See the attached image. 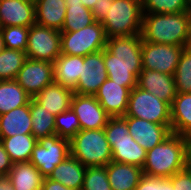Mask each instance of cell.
Returning <instances> with one entry per match:
<instances>
[{"mask_svg":"<svg viewBox=\"0 0 191 190\" xmlns=\"http://www.w3.org/2000/svg\"><path fill=\"white\" fill-rule=\"evenodd\" d=\"M141 48V34L107 38L104 64L108 78L130 90L136 87L142 71Z\"/></svg>","mask_w":191,"mask_h":190,"instance_id":"obj_1","label":"cell"},{"mask_svg":"<svg viewBox=\"0 0 191 190\" xmlns=\"http://www.w3.org/2000/svg\"><path fill=\"white\" fill-rule=\"evenodd\" d=\"M190 26L191 11L174 14L143 13L141 37L149 43L187 47Z\"/></svg>","mask_w":191,"mask_h":190,"instance_id":"obj_2","label":"cell"},{"mask_svg":"<svg viewBox=\"0 0 191 190\" xmlns=\"http://www.w3.org/2000/svg\"><path fill=\"white\" fill-rule=\"evenodd\" d=\"M187 167V139L171 133L165 140L146 152L143 174L169 178Z\"/></svg>","mask_w":191,"mask_h":190,"instance_id":"obj_3","label":"cell"},{"mask_svg":"<svg viewBox=\"0 0 191 190\" xmlns=\"http://www.w3.org/2000/svg\"><path fill=\"white\" fill-rule=\"evenodd\" d=\"M104 131L111 147L112 161L143 167L147 151L129 134L123 117H110Z\"/></svg>","mask_w":191,"mask_h":190,"instance_id":"obj_4","label":"cell"},{"mask_svg":"<svg viewBox=\"0 0 191 190\" xmlns=\"http://www.w3.org/2000/svg\"><path fill=\"white\" fill-rule=\"evenodd\" d=\"M70 155L86 168L106 166L110 163L112 152L104 128L80 130L70 140Z\"/></svg>","mask_w":191,"mask_h":190,"instance_id":"obj_5","label":"cell"},{"mask_svg":"<svg viewBox=\"0 0 191 190\" xmlns=\"http://www.w3.org/2000/svg\"><path fill=\"white\" fill-rule=\"evenodd\" d=\"M142 16L141 0H112L101 24L107 38L133 36L141 34Z\"/></svg>","mask_w":191,"mask_h":190,"instance_id":"obj_6","label":"cell"},{"mask_svg":"<svg viewBox=\"0 0 191 190\" xmlns=\"http://www.w3.org/2000/svg\"><path fill=\"white\" fill-rule=\"evenodd\" d=\"M107 37L103 25L95 21L85 28L72 32H61V54L86 56L102 51Z\"/></svg>","mask_w":191,"mask_h":190,"instance_id":"obj_7","label":"cell"},{"mask_svg":"<svg viewBox=\"0 0 191 190\" xmlns=\"http://www.w3.org/2000/svg\"><path fill=\"white\" fill-rule=\"evenodd\" d=\"M123 117H135L161 125H171L170 105L137 86L130 91L127 112Z\"/></svg>","mask_w":191,"mask_h":190,"instance_id":"obj_8","label":"cell"},{"mask_svg":"<svg viewBox=\"0 0 191 190\" xmlns=\"http://www.w3.org/2000/svg\"><path fill=\"white\" fill-rule=\"evenodd\" d=\"M68 156H70V141L55 134L37 140L30 162L44 178H48L54 168Z\"/></svg>","mask_w":191,"mask_h":190,"instance_id":"obj_9","label":"cell"},{"mask_svg":"<svg viewBox=\"0 0 191 190\" xmlns=\"http://www.w3.org/2000/svg\"><path fill=\"white\" fill-rule=\"evenodd\" d=\"M26 56L32 60L54 63L61 54V32L33 24L29 27Z\"/></svg>","mask_w":191,"mask_h":190,"instance_id":"obj_10","label":"cell"},{"mask_svg":"<svg viewBox=\"0 0 191 190\" xmlns=\"http://www.w3.org/2000/svg\"><path fill=\"white\" fill-rule=\"evenodd\" d=\"M184 48L183 46L149 43L142 40V69L174 75Z\"/></svg>","mask_w":191,"mask_h":190,"instance_id":"obj_11","label":"cell"},{"mask_svg":"<svg viewBox=\"0 0 191 190\" xmlns=\"http://www.w3.org/2000/svg\"><path fill=\"white\" fill-rule=\"evenodd\" d=\"M54 63L27 58L15 81L33 98L54 82Z\"/></svg>","mask_w":191,"mask_h":190,"instance_id":"obj_12","label":"cell"},{"mask_svg":"<svg viewBox=\"0 0 191 190\" xmlns=\"http://www.w3.org/2000/svg\"><path fill=\"white\" fill-rule=\"evenodd\" d=\"M108 78L104 64V49L84 56L81 73L74 93L94 96L101 84Z\"/></svg>","mask_w":191,"mask_h":190,"instance_id":"obj_13","label":"cell"},{"mask_svg":"<svg viewBox=\"0 0 191 190\" xmlns=\"http://www.w3.org/2000/svg\"><path fill=\"white\" fill-rule=\"evenodd\" d=\"M71 108L78 117L81 130L102 129L110 118L95 96L74 93Z\"/></svg>","mask_w":191,"mask_h":190,"instance_id":"obj_14","label":"cell"},{"mask_svg":"<svg viewBox=\"0 0 191 190\" xmlns=\"http://www.w3.org/2000/svg\"><path fill=\"white\" fill-rule=\"evenodd\" d=\"M132 138L146 151L153 149L172 132L171 125H161L135 117H123Z\"/></svg>","mask_w":191,"mask_h":190,"instance_id":"obj_15","label":"cell"},{"mask_svg":"<svg viewBox=\"0 0 191 190\" xmlns=\"http://www.w3.org/2000/svg\"><path fill=\"white\" fill-rule=\"evenodd\" d=\"M130 89L107 78L94 95L110 117L125 116Z\"/></svg>","mask_w":191,"mask_h":190,"instance_id":"obj_16","label":"cell"},{"mask_svg":"<svg viewBox=\"0 0 191 190\" xmlns=\"http://www.w3.org/2000/svg\"><path fill=\"white\" fill-rule=\"evenodd\" d=\"M137 87L157 96L170 106L177 95L174 76L156 70L142 69L137 77Z\"/></svg>","mask_w":191,"mask_h":190,"instance_id":"obj_17","label":"cell"},{"mask_svg":"<svg viewBox=\"0 0 191 190\" xmlns=\"http://www.w3.org/2000/svg\"><path fill=\"white\" fill-rule=\"evenodd\" d=\"M1 26L31 27L35 24L34 0H0Z\"/></svg>","mask_w":191,"mask_h":190,"instance_id":"obj_18","label":"cell"},{"mask_svg":"<svg viewBox=\"0 0 191 190\" xmlns=\"http://www.w3.org/2000/svg\"><path fill=\"white\" fill-rule=\"evenodd\" d=\"M74 95L72 89L56 82L47 85L33 99L54 116L71 108V100Z\"/></svg>","mask_w":191,"mask_h":190,"instance_id":"obj_19","label":"cell"},{"mask_svg":"<svg viewBox=\"0 0 191 190\" xmlns=\"http://www.w3.org/2000/svg\"><path fill=\"white\" fill-rule=\"evenodd\" d=\"M106 170L112 190H135L143 175L142 168L115 161L108 163Z\"/></svg>","mask_w":191,"mask_h":190,"instance_id":"obj_20","label":"cell"},{"mask_svg":"<svg viewBox=\"0 0 191 190\" xmlns=\"http://www.w3.org/2000/svg\"><path fill=\"white\" fill-rule=\"evenodd\" d=\"M34 3L36 24L61 31L67 9L65 0H34Z\"/></svg>","mask_w":191,"mask_h":190,"instance_id":"obj_21","label":"cell"},{"mask_svg":"<svg viewBox=\"0 0 191 190\" xmlns=\"http://www.w3.org/2000/svg\"><path fill=\"white\" fill-rule=\"evenodd\" d=\"M32 134L30 102L0 115V137Z\"/></svg>","mask_w":191,"mask_h":190,"instance_id":"obj_22","label":"cell"},{"mask_svg":"<svg viewBox=\"0 0 191 190\" xmlns=\"http://www.w3.org/2000/svg\"><path fill=\"white\" fill-rule=\"evenodd\" d=\"M86 167L73 156H68L58 164L48 177L68 188L82 190Z\"/></svg>","mask_w":191,"mask_h":190,"instance_id":"obj_23","label":"cell"},{"mask_svg":"<svg viewBox=\"0 0 191 190\" xmlns=\"http://www.w3.org/2000/svg\"><path fill=\"white\" fill-rule=\"evenodd\" d=\"M84 56L60 54L54 62V82L74 90L81 73Z\"/></svg>","mask_w":191,"mask_h":190,"instance_id":"obj_24","label":"cell"},{"mask_svg":"<svg viewBox=\"0 0 191 190\" xmlns=\"http://www.w3.org/2000/svg\"><path fill=\"white\" fill-rule=\"evenodd\" d=\"M7 177L14 190H40L44 179L30 161L13 163Z\"/></svg>","mask_w":191,"mask_h":190,"instance_id":"obj_25","label":"cell"},{"mask_svg":"<svg viewBox=\"0 0 191 190\" xmlns=\"http://www.w3.org/2000/svg\"><path fill=\"white\" fill-rule=\"evenodd\" d=\"M171 132L187 137L191 134V93H177L170 106Z\"/></svg>","mask_w":191,"mask_h":190,"instance_id":"obj_26","label":"cell"},{"mask_svg":"<svg viewBox=\"0 0 191 190\" xmlns=\"http://www.w3.org/2000/svg\"><path fill=\"white\" fill-rule=\"evenodd\" d=\"M10 160L13 163L30 161L37 139L32 134H19L12 137H0Z\"/></svg>","mask_w":191,"mask_h":190,"instance_id":"obj_27","label":"cell"},{"mask_svg":"<svg viewBox=\"0 0 191 190\" xmlns=\"http://www.w3.org/2000/svg\"><path fill=\"white\" fill-rule=\"evenodd\" d=\"M31 96L15 81H0V115L27 105Z\"/></svg>","mask_w":191,"mask_h":190,"instance_id":"obj_28","label":"cell"},{"mask_svg":"<svg viewBox=\"0 0 191 190\" xmlns=\"http://www.w3.org/2000/svg\"><path fill=\"white\" fill-rule=\"evenodd\" d=\"M66 14L60 32H72L85 28L95 22L90 9L83 6L81 0H65Z\"/></svg>","mask_w":191,"mask_h":190,"instance_id":"obj_29","label":"cell"},{"mask_svg":"<svg viewBox=\"0 0 191 190\" xmlns=\"http://www.w3.org/2000/svg\"><path fill=\"white\" fill-rule=\"evenodd\" d=\"M32 135L37 139L55 135V116L39 105L33 98L30 100Z\"/></svg>","mask_w":191,"mask_h":190,"instance_id":"obj_30","label":"cell"},{"mask_svg":"<svg viewBox=\"0 0 191 190\" xmlns=\"http://www.w3.org/2000/svg\"><path fill=\"white\" fill-rule=\"evenodd\" d=\"M26 59L25 51L5 48L0 53V81L15 80Z\"/></svg>","mask_w":191,"mask_h":190,"instance_id":"obj_31","label":"cell"},{"mask_svg":"<svg viewBox=\"0 0 191 190\" xmlns=\"http://www.w3.org/2000/svg\"><path fill=\"white\" fill-rule=\"evenodd\" d=\"M142 13L174 14L190 11L188 0H141Z\"/></svg>","mask_w":191,"mask_h":190,"instance_id":"obj_32","label":"cell"},{"mask_svg":"<svg viewBox=\"0 0 191 190\" xmlns=\"http://www.w3.org/2000/svg\"><path fill=\"white\" fill-rule=\"evenodd\" d=\"M177 93H191V49L185 47L174 72Z\"/></svg>","mask_w":191,"mask_h":190,"instance_id":"obj_33","label":"cell"},{"mask_svg":"<svg viewBox=\"0 0 191 190\" xmlns=\"http://www.w3.org/2000/svg\"><path fill=\"white\" fill-rule=\"evenodd\" d=\"M81 130V125L72 108L55 116V132L69 141Z\"/></svg>","mask_w":191,"mask_h":190,"instance_id":"obj_34","label":"cell"},{"mask_svg":"<svg viewBox=\"0 0 191 190\" xmlns=\"http://www.w3.org/2000/svg\"><path fill=\"white\" fill-rule=\"evenodd\" d=\"M0 32L5 44V48L19 51H26L28 43L29 27L5 26Z\"/></svg>","mask_w":191,"mask_h":190,"instance_id":"obj_35","label":"cell"},{"mask_svg":"<svg viewBox=\"0 0 191 190\" xmlns=\"http://www.w3.org/2000/svg\"><path fill=\"white\" fill-rule=\"evenodd\" d=\"M82 190H112L106 166L87 167Z\"/></svg>","mask_w":191,"mask_h":190,"instance_id":"obj_36","label":"cell"},{"mask_svg":"<svg viewBox=\"0 0 191 190\" xmlns=\"http://www.w3.org/2000/svg\"><path fill=\"white\" fill-rule=\"evenodd\" d=\"M135 190H173V184L170 178L143 174Z\"/></svg>","mask_w":191,"mask_h":190,"instance_id":"obj_37","label":"cell"},{"mask_svg":"<svg viewBox=\"0 0 191 190\" xmlns=\"http://www.w3.org/2000/svg\"><path fill=\"white\" fill-rule=\"evenodd\" d=\"M169 178L173 190H191V171L187 167Z\"/></svg>","mask_w":191,"mask_h":190,"instance_id":"obj_38","label":"cell"},{"mask_svg":"<svg viewBox=\"0 0 191 190\" xmlns=\"http://www.w3.org/2000/svg\"><path fill=\"white\" fill-rule=\"evenodd\" d=\"M112 5V0H99L93 6L91 10L94 16L95 21L102 22L106 15L109 7Z\"/></svg>","mask_w":191,"mask_h":190,"instance_id":"obj_39","label":"cell"},{"mask_svg":"<svg viewBox=\"0 0 191 190\" xmlns=\"http://www.w3.org/2000/svg\"><path fill=\"white\" fill-rule=\"evenodd\" d=\"M12 165L13 162L10 160L8 153L0 141V176H7Z\"/></svg>","mask_w":191,"mask_h":190,"instance_id":"obj_40","label":"cell"},{"mask_svg":"<svg viewBox=\"0 0 191 190\" xmlns=\"http://www.w3.org/2000/svg\"><path fill=\"white\" fill-rule=\"evenodd\" d=\"M40 190H74L50 178H44Z\"/></svg>","mask_w":191,"mask_h":190,"instance_id":"obj_41","label":"cell"},{"mask_svg":"<svg viewBox=\"0 0 191 190\" xmlns=\"http://www.w3.org/2000/svg\"><path fill=\"white\" fill-rule=\"evenodd\" d=\"M0 190H14V187L7 176H0Z\"/></svg>","mask_w":191,"mask_h":190,"instance_id":"obj_42","label":"cell"},{"mask_svg":"<svg viewBox=\"0 0 191 190\" xmlns=\"http://www.w3.org/2000/svg\"><path fill=\"white\" fill-rule=\"evenodd\" d=\"M99 0H81L83 6H85L86 8L92 10L93 6L96 2H98Z\"/></svg>","mask_w":191,"mask_h":190,"instance_id":"obj_43","label":"cell"},{"mask_svg":"<svg viewBox=\"0 0 191 190\" xmlns=\"http://www.w3.org/2000/svg\"><path fill=\"white\" fill-rule=\"evenodd\" d=\"M187 139V155H191V134L186 137Z\"/></svg>","mask_w":191,"mask_h":190,"instance_id":"obj_44","label":"cell"},{"mask_svg":"<svg viewBox=\"0 0 191 190\" xmlns=\"http://www.w3.org/2000/svg\"><path fill=\"white\" fill-rule=\"evenodd\" d=\"M5 49V44L2 38V34L0 32V53Z\"/></svg>","mask_w":191,"mask_h":190,"instance_id":"obj_45","label":"cell"},{"mask_svg":"<svg viewBox=\"0 0 191 190\" xmlns=\"http://www.w3.org/2000/svg\"><path fill=\"white\" fill-rule=\"evenodd\" d=\"M187 168L191 171V155H187Z\"/></svg>","mask_w":191,"mask_h":190,"instance_id":"obj_46","label":"cell"},{"mask_svg":"<svg viewBox=\"0 0 191 190\" xmlns=\"http://www.w3.org/2000/svg\"><path fill=\"white\" fill-rule=\"evenodd\" d=\"M187 47L191 49V26H190V38Z\"/></svg>","mask_w":191,"mask_h":190,"instance_id":"obj_47","label":"cell"},{"mask_svg":"<svg viewBox=\"0 0 191 190\" xmlns=\"http://www.w3.org/2000/svg\"><path fill=\"white\" fill-rule=\"evenodd\" d=\"M188 4H189V7H190V11H191V0H188Z\"/></svg>","mask_w":191,"mask_h":190,"instance_id":"obj_48","label":"cell"}]
</instances>
